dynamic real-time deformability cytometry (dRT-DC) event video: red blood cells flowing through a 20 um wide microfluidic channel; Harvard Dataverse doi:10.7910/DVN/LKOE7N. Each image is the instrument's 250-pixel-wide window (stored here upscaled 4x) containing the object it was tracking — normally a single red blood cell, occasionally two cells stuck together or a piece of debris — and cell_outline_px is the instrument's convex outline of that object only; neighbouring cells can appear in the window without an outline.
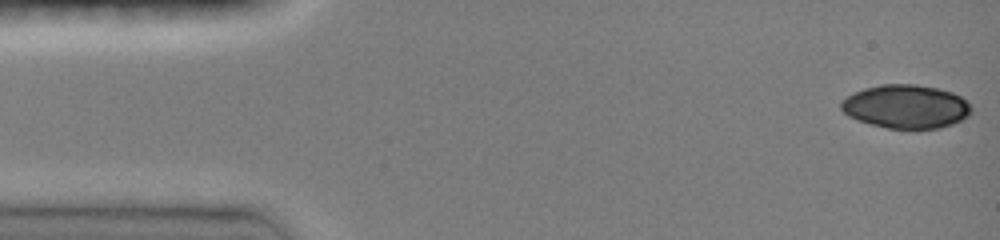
{"species": "common noctule bat (a hibernating species)", "species_latin": "Nyctalus noctula", "temperature_condition": "room temperature", "stored_images_in_passage": 47, "camera_frame_rate_fps": 3000, "um_per_image_px": 0.085, "animal": {"sex": "female", "body_mass_g": 19.0, "forearm_length_mm": 51.5}, "frame": {"image": 1, "passage_image": 1, "time_ms": 0.0, "image_size_px": [1000, 240], "cell_outline_px": [[972, 112], [968, 116], [952, 124], [940, 128], [908, 132], [888, 128], [872, 124], [848, 116], [840, 108], [840, 100], [864, 88], [880, 84], [916, 84], [936, 88], [952, 92], [960, 96], [972, 108]], "centroid_in_image_um": [77.01, 9.09], "position_along_channel_um": 8.0, "area_um2": 33.58}}